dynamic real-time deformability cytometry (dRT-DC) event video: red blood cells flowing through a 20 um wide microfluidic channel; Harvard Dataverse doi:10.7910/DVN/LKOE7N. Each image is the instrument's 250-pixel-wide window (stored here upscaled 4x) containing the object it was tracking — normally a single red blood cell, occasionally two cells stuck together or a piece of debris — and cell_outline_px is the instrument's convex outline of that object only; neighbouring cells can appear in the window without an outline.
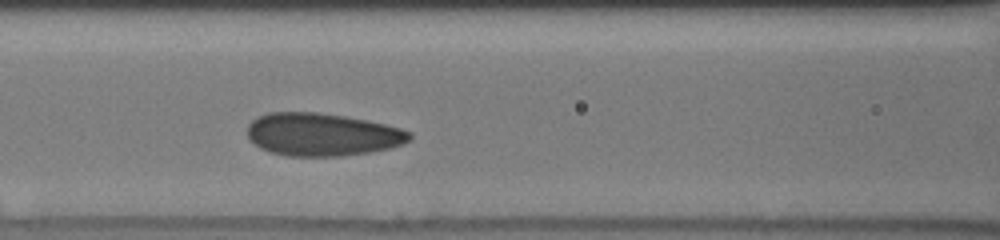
{"species": "human", "species_latin": "Homo sapiens", "temperature_condition": "cold", "stored_images_in_passage": 7, "camera_frame_rate_fps": 3000, "um_per_image_px": 0.085, "donor": {"sex": "male"}, "frame": {"image": 1, "passage_image": 7, "time_ms": 4.333, "image_size_px": [1000, 240], "cell_outline_px": [[412, 140], [404, 144], [388, 148], [368, 152], [344, 156], [288, 156], [272, 152], [260, 148], [248, 136], [248, 124], [252, 120], [268, 112], [316, 112], [344, 116], [384, 124], [400, 128], [412, 132]], "centroid_in_image_um": [27.41, 11.43], "position_along_channel_um": 139.2, "area_um2": 40.34}}